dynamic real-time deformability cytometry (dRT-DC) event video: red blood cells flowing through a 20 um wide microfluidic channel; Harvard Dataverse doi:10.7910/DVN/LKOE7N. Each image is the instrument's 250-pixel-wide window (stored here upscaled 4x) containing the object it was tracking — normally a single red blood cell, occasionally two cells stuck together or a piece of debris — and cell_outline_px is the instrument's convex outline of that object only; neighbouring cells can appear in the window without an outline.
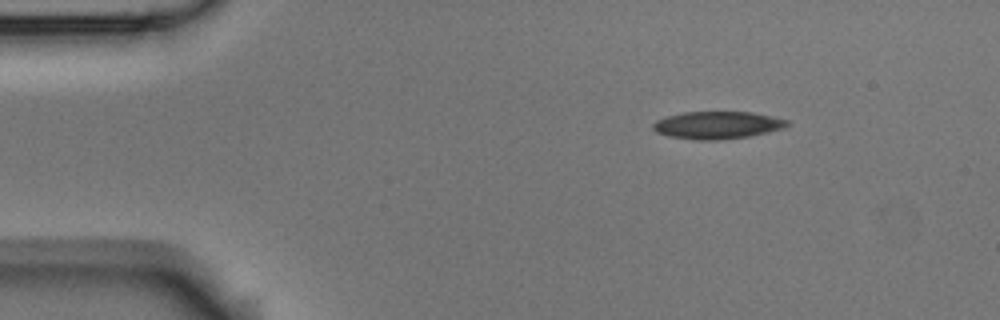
{"species": "Egyptian fruit bat (a non-hibernating species)", "species_latin": "Rousettus aegyptiacus", "temperature_condition": "room temperature", "stored_images_in_passage": 6, "camera_frame_rate_fps": 3000, "um_per_image_px": 0.085, "animal": {"sex": "male"}, "frame": {"image": 1, "passage_image": 6, "time_ms": 6.667, "image_size_px": [1000, 320], "cell_outline_px": [[792, 124], [784, 128], [768, 132], [748, 136], [720, 140], [696, 140], [668, 136], [656, 132], [652, 128], [652, 124], [656, 120], [668, 116], [684, 112], [752, 112], [772, 116], [788, 120]], "centroid_in_image_um": [60.99, 10.64], "position_along_channel_um": 24.0, "area_um2": 21.56}}